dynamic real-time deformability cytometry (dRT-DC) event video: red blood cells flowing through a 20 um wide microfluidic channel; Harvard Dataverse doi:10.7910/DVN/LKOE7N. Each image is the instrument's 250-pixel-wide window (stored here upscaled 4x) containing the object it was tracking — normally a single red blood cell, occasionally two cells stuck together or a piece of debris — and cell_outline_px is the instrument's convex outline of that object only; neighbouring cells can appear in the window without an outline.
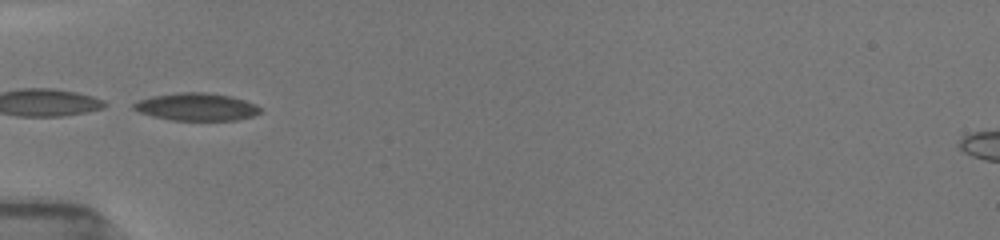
{"species": "common noctule bat (a hibernating species)", "species_latin": "Nyctalus noctula", "temperature_condition": "room temperature", "stored_images_in_passage": 5, "camera_frame_rate_fps": 3000, "um_per_image_px": 0.085, "animal": {"sex": "female", "body_mass_g": 19.5, "forearm_length_mm": 54.1}, "frame": {"image": 1, "passage_image": 4, "time_ms": 1.667, "image_size_px": [1000, 240], "cell_outline_px": [[260, 112], [252, 116], [236, 120], [172, 120], [152, 116], [140, 112], [132, 108], [132, 104], [140, 100], [152, 96], [180, 92], [204, 92], [232, 96], [256, 104], [260, 108]], "centroid_in_image_um": [16.7, 9.08], "position_along_channel_um": 68.3, "area_um2": 20.23}}